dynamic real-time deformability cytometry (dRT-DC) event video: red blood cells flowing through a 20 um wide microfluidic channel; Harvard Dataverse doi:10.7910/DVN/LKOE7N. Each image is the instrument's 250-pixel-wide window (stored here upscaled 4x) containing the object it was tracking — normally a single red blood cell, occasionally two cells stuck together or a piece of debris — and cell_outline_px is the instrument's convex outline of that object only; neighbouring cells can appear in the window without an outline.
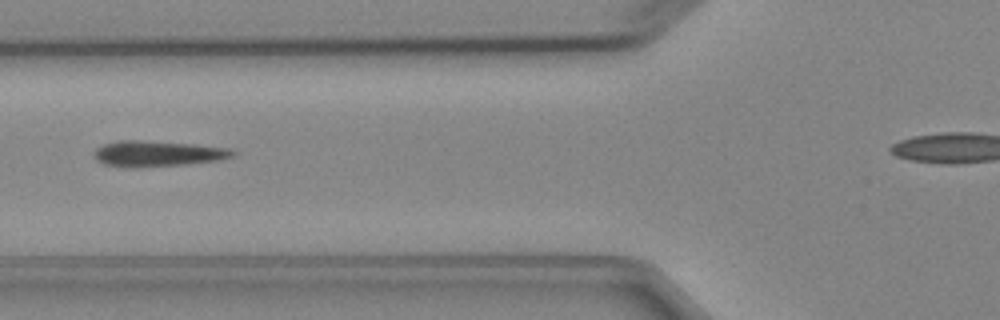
{"species": "Egyptian fruit bat (a non-hibernating species)", "species_latin": "Rousettus aegyptiacus", "temperature_condition": "cold", "stored_images_in_passage": 2, "camera_frame_rate_fps": 3000, "um_per_image_px": 0.085, "animal": {"sex": "female"}, "frame": {"image": 1, "passage_image": 2, "time_ms": 1.333, "image_size_px": [1000, 320], "cell_outline_px": [[236, 156], [216, 160], [188, 164], [136, 168], [104, 164], [96, 160], [92, 152], [96, 148], [104, 144], [120, 140], [140, 140], [192, 144], [232, 148], [236, 152]], "centroid_in_image_um": [13.39, 13.06], "position_along_channel_um": 112.4, "area_um2": 20.92}}